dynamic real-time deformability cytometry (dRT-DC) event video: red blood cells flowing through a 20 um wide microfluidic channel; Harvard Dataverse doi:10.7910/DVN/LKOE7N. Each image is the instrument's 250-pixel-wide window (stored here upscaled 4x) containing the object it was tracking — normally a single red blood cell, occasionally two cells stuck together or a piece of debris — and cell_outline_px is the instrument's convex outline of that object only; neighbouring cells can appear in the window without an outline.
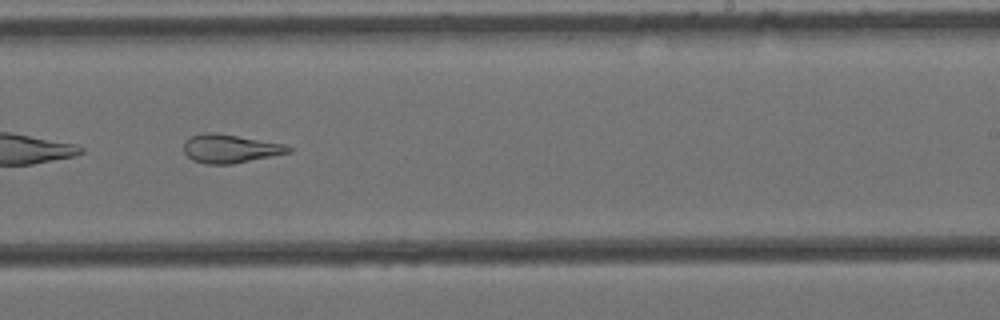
{"species": "Egyptian fruit bat (a non-hibernating species)", "species_latin": "Rousettus aegyptiacus", "temperature_condition": "cold", "stored_images_in_passage": 10, "camera_frame_rate_fps": 3000, "um_per_image_px": 0.085, "animal": {"sex": "female"}, "frame": {"image": 1, "passage_image": 10, "time_ms": 3.0, "image_size_px": [1000, 320], "cell_outline_px": [[292, 152], [232, 164], [204, 164], [192, 160], [184, 152], [184, 140], [192, 136], [204, 132], [216, 132], [284, 144], [292, 148]], "centroid_in_image_um": [19.54, 12.63], "position_along_channel_um": 269.5, "area_um2": 17.46}}